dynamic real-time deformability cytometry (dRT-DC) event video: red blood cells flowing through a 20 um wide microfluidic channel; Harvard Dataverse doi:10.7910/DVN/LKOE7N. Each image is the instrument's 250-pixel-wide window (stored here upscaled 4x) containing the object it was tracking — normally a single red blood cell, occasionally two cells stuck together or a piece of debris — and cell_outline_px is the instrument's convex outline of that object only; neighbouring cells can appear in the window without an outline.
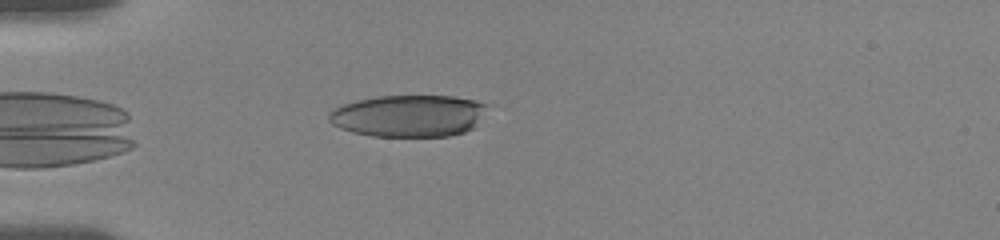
{"species": "human", "species_latin": "Homo sapiens", "temperature_condition": "room temperature", "stored_images_in_passage": 45, "camera_frame_rate_fps": 3000, "um_per_image_px": 0.085, "donor": {"sex": "female"}, "frame": {"image": 1, "passage_image": 4, "time_ms": 0.667, "image_size_px": [1000, 240], "cell_outline_px": [[488, 104], [472, 128], [464, 132], [448, 136], [372, 136], [352, 132], [340, 128], [332, 124], [328, 120], [328, 112], [332, 108], [356, 100], [380, 96], [452, 96], [476, 100]], "centroid_in_image_um": [34.67, 9.84], "position_along_channel_um": 50.3, "area_um2": 38.55}}
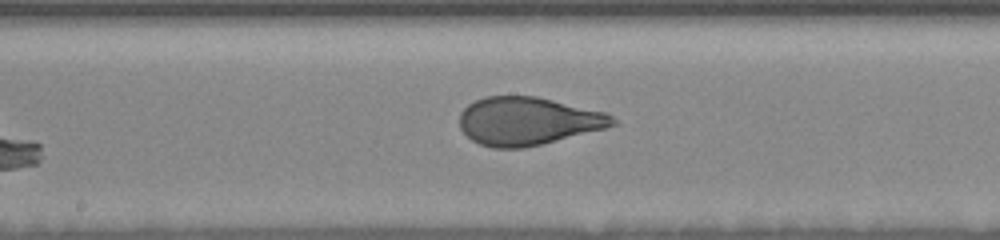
{"frame": {"image": 2, "passage_image": 23, "time_ms": 5.333, "image_size_px": [1000, 240], "cell_outline_px": [[616, 124], [604, 128], [524, 148], [496, 148], [480, 144], [472, 140], [460, 128], [460, 112], [468, 104], [484, 96], [536, 96], [604, 112], [612, 116], [616, 120]], "centroid_in_image_um": [44.82, 10.28], "position_along_channel_um": 203.4, "area_um2": 42.37}}
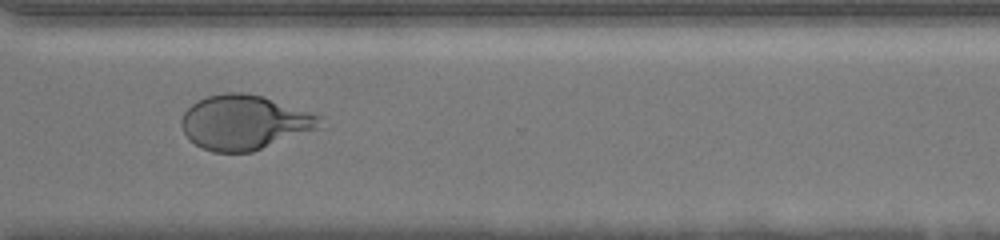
{"frame": {"image": 3, "passage_image": 38, "time_ms": 9.333, "image_size_px": [1000, 240], "cell_outline_px": [[324, 116], [316, 128], [252, 152], [212, 152], [188, 140], [180, 124], [180, 120], [184, 112], [192, 104], [208, 96], [224, 92], [244, 92], [264, 96]], "centroid_in_image_um": [20.74, 10.38], "position_along_channel_um": 349.9, "area_um2": 43.81}, "authors_computed_cell_mechanics": {"area_um2": 42.8298, "velocity_mm_per_s": 3.6693, "shape_relaxation_time_tau1_ms": 4.18, "shape_relaxation_time_tau2_ms": null, "deformation_change_tau1": 0.1994, "deformation_change_tau2": null}}